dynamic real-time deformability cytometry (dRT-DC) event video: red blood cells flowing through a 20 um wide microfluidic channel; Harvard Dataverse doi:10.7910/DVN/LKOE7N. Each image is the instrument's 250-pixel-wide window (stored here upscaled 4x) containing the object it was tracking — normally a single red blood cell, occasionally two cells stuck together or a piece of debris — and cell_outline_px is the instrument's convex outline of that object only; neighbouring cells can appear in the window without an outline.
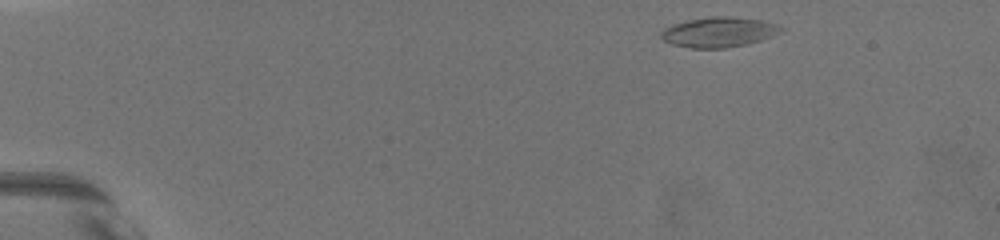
{"species": "common noctule bat (a hibernating species)", "species_latin": "Nyctalus noctula", "temperature_condition": "warm", "stored_images_in_passage": 13, "camera_frame_rate_fps": 3000, "um_per_image_px": 0.085, "animal": {"sex": "female", "body_mass_g": 19.5, "forearm_length_mm": 54.1}, "frame": {"image": 1, "passage_image": 1, "time_ms": 0.0, "image_size_px": [1000, 240], "cell_outline_px": [[784, 28], [780, 32], [772, 36], [748, 44], [724, 48], [692, 48], [672, 44], [664, 40], [660, 36], [660, 32], [664, 28], [672, 24], [684, 20], [712, 16], [724, 16], [764, 20], [776, 24]], "centroid_in_image_um": [61.08, 2.72], "position_along_channel_um": 23.9, "area_um2": 21.1}}
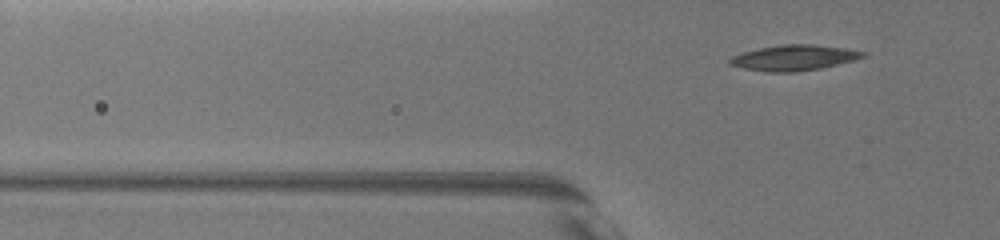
{"frame": {"image": 2, "passage_image": 9, "time_ms": 3.667, "image_size_px": [1000, 240], "cell_outline_px": [[868, 56], [856, 60], [820, 68], [796, 72], [768, 72], [744, 68], [728, 64], [728, 60], [732, 56], [740, 52], [760, 48], [784, 44], [812, 44], [844, 48], [864, 52]], "centroid_in_image_um": [67.48, 4.91], "position_along_channel_um": 58.3, "area_um2": 19.83}}
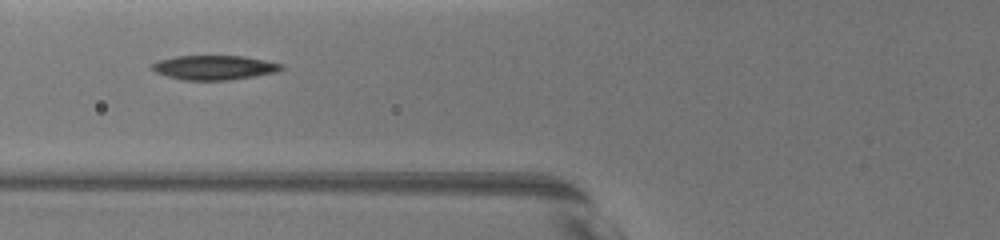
{"frame": {"image": 3, "passage_image": 12, "time_ms": 5.333, "image_size_px": [1000, 240], "cell_outline_px": [[284, 68], [276, 72], [252, 76], [224, 80], [184, 80], [168, 76], [156, 72], [152, 68], [152, 64], [160, 60], [176, 56], [244, 56], [284, 64]], "centroid_in_image_um": [18.23, 5.73], "position_along_channel_um": 107.6, "area_um2": 18.09}}